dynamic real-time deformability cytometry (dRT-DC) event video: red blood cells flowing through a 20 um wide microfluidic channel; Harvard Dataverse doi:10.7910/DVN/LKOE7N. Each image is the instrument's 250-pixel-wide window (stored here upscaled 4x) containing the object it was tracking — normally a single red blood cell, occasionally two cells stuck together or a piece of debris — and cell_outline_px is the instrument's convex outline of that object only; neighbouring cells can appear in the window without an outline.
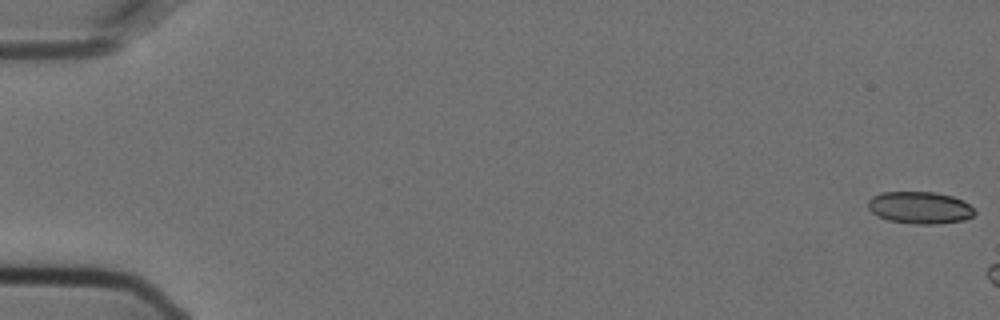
{"species": "Egyptian fruit bat (a non-hibernating species)", "species_latin": "Rousettus aegyptiacus", "temperature_condition": "cold", "stored_images_in_passage": 6, "camera_frame_rate_fps": 3000, "um_per_image_px": 0.085, "animal": {"sex": "female"}, "frame": {"image": 1, "passage_image": 1, "time_ms": 0.0, "image_size_px": [1000, 320], "cell_outline_px": [[976, 212], [972, 216], [964, 220], [932, 224], [912, 224], [888, 220], [872, 212], [868, 208], [868, 200], [872, 196], [880, 192], [936, 192], [952, 196], [964, 200]], "centroid_in_image_um": [78.18, 17.64], "position_along_channel_um": 6.8, "area_um2": 19.94}}